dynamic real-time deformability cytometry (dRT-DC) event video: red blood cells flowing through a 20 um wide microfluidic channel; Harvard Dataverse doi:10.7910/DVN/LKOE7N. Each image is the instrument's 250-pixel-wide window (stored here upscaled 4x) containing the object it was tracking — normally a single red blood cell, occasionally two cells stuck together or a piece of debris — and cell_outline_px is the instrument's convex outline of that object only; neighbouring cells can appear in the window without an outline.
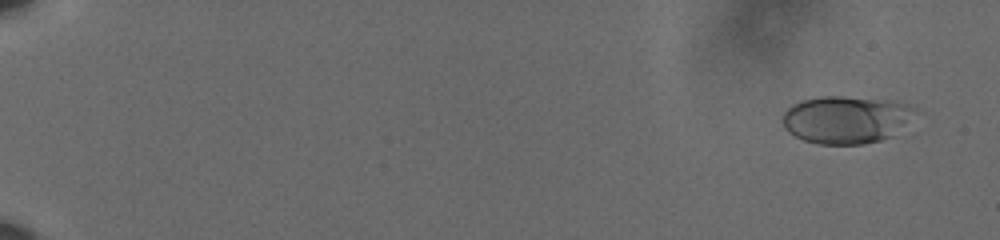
{"species": "human", "species_latin": "Homo sapiens", "temperature_condition": "cold", "stored_images_in_passage": 38, "camera_frame_rate_fps": 3000, "um_per_image_px": 0.085, "donor": {"sex": "male"}, "frame": {"image": 1, "passage_image": 4, "time_ms": 1.0, "image_size_px": [1000, 240], "cell_outline_px": [[916, 108], [892, 136], [880, 140], [864, 144], [816, 144], [804, 140], [788, 132], [784, 128], [784, 112], [792, 104], [804, 100], [820, 96], [844, 96], [896, 100], [908, 104]], "centroid_in_image_um": [71.87, 10.15], "position_along_channel_um": 13.1, "area_um2": 36.41}}
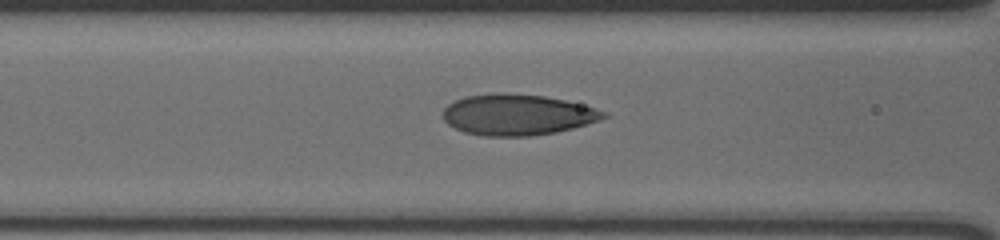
{"frame": {"image": 2, "passage_image": 29, "time_ms": 9.333, "image_size_px": [1000, 240], "cell_outline_px": [[608, 116], [600, 120], [572, 128], [556, 132], [528, 136], [484, 136], [464, 132], [448, 124], [444, 120], [444, 108], [448, 104], [464, 96], [500, 92], [504, 92], [544, 96], [564, 100], [580, 104], [608, 112]], "centroid_in_image_um": [43.97, 9.74], "position_along_channel_um": 122.6, "area_um2": 38.26}}
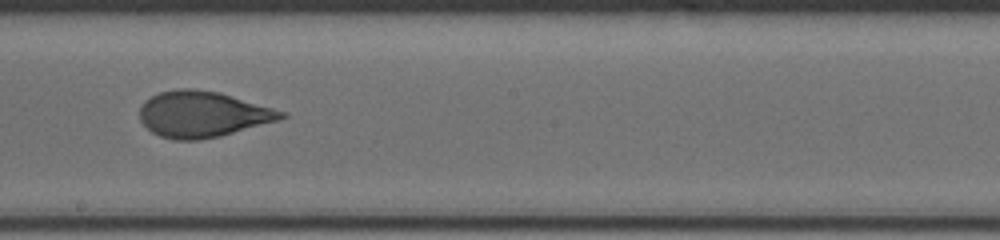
{"frame": {"image": 3, "passage_image": 38, "time_ms": 12.333, "image_size_px": [1000, 240], "cell_outline_px": [[288, 116], [280, 120], [220, 136], [200, 140], [176, 140], [160, 136], [152, 132], [140, 120], [140, 108], [144, 100], [160, 92], [176, 88], [192, 88], [220, 92], [288, 112]], "centroid_in_image_um": [17.25, 9.7], "position_along_channel_um": 231.0, "area_um2": 38.15}}